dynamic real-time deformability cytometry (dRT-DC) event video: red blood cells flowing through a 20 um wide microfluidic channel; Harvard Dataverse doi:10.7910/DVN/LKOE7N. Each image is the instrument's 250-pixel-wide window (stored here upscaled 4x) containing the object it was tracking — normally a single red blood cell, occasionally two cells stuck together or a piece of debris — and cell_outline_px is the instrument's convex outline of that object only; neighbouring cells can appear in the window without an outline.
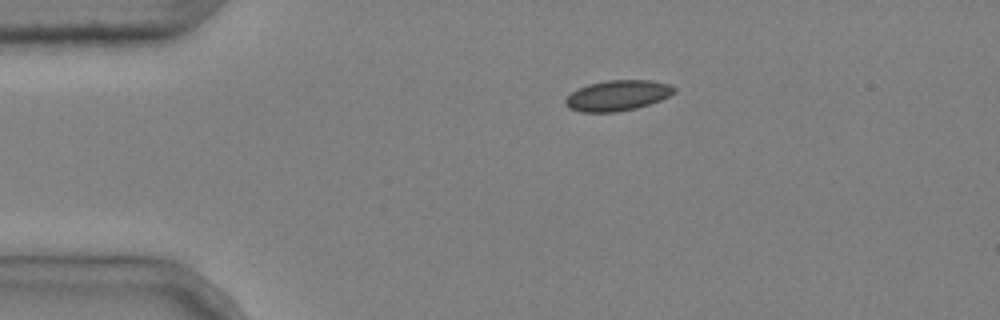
{"species": "common noctule bat (a hibernating species)", "species_latin": "Nyctalus noctula", "temperature_condition": "cold", "stored_images_in_passage": 3, "camera_frame_rate_fps": 3000, "um_per_image_px": 0.085, "animal": {"sex": "male", "body_mass_g": 20.4}, "frame": {"image": 1, "passage_image": 1, "time_ms": 0.0, "image_size_px": [1000, 320], "cell_outline_px": [[676, 92], [660, 100], [636, 108], [616, 112], [580, 112], [568, 108], [564, 104], [564, 100], [572, 92], [588, 84], [608, 80], [652, 80], [672, 84], [676, 88]], "centroid_in_image_um": [52.5, 8.11], "position_along_channel_um": 32.5, "area_um2": 19.42}}
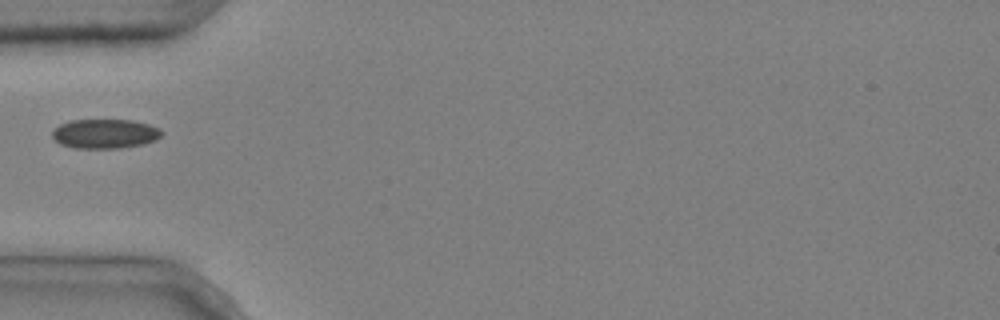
{"frame": {"image": 2, "passage_image": 3, "time_ms": 0.667, "image_size_px": [1000, 320], "cell_outline_px": [[164, 132], [156, 140], [144, 144], [120, 148], [72, 148], [60, 144], [52, 136], [52, 132], [60, 124], [72, 120], [132, 120], [148, 124], [160, 128]], "centroid_in_image_um": [8.94, 11.37], "position_along_channel_um": 76.1, "area_um2": 18.79}}